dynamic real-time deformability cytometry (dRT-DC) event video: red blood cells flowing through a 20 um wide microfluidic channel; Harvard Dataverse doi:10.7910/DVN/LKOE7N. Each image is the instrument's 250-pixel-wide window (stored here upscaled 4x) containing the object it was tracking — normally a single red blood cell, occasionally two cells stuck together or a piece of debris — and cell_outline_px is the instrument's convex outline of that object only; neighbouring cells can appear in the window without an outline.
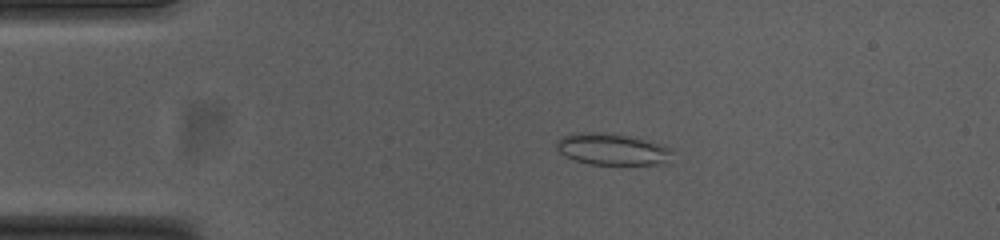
{"species": "common noctule bat (a hibernating species)", "species_latin": "Nyctalus noctula", "temperature_condition": "cold", "stored_images_in_passage": 49, "camera_frame_rate_fps": 3000, "um_per_image_px": 0.085, "animal": {"sex": "female", "body_mass_g": 23.0, "forearm_length_mm": 53.4}, "frame": {"image": 1, "passage_image": 6, "time_ms": 1.667, "image_size_px": [1000, 240], "cell_outline_px": [[672, 152], [660, 164], [588, 164], [576, 160], [560, 152], [556, 148], [556, 140], [564, 136], [584, 132], [596, 132], [628, 136], [644, 140], [668, 148]], "centroid_in_image_um": [51.94, 12.68], "position_along_channel_um": 33.1, "area_um2": 20.4}}
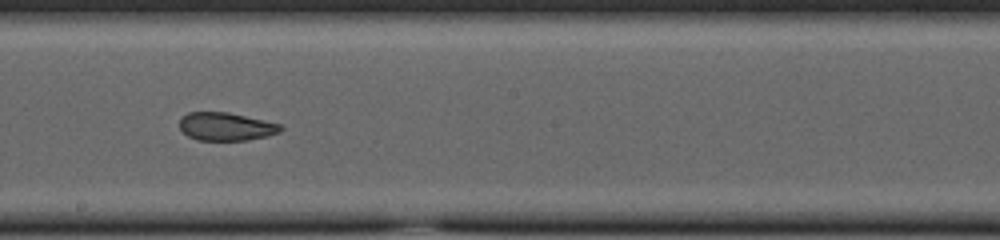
{"frame": {"image": 2, "passage_image": 25, "time_ms": 8.0, "image_size_px": [1000, 240], "cell_outline_px": [[284, 128], [280, 132], [268, 136], [248, 140], [196, 140], [188, 136], [180, 128], [180, 116], [188, 112], [228, 112], [280, 124]], "centroid_in_image_um": [19.2, 10.76], "position_along_channel_um": 229.0, "area_um2": 16.59}}
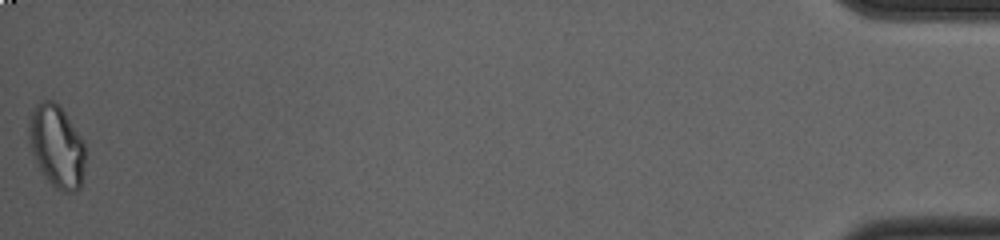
{"frame": {"image": 3, "passage_image": 49, "time_ms": 16.0, "image_size_px": [1000, 240], "cell_outline_px": [[84, 164], [80, 188], [76, 192], [60, 192], [44, 176], [36, 164], [28, 140], [28, 128], [32, 112], [36, 104], [40, 100], [52, 100], [64, 112], [84, 140]], "centroid_in_image_um": [4.81, 12.45], "position_along_channel_um": 430.4, "area_um2": 27.05}, "authors_computed_cell_mechanics": {"area_um2": 19.074, "velocity_mm_per_s": 3.7659, "shape_relaxation_time_tau1_ms": null, "shape_relaxation_time_tau2_ms": 1.3499, "deformation_change_tau1": null, "deformation_change_tau2": 0.0676}}